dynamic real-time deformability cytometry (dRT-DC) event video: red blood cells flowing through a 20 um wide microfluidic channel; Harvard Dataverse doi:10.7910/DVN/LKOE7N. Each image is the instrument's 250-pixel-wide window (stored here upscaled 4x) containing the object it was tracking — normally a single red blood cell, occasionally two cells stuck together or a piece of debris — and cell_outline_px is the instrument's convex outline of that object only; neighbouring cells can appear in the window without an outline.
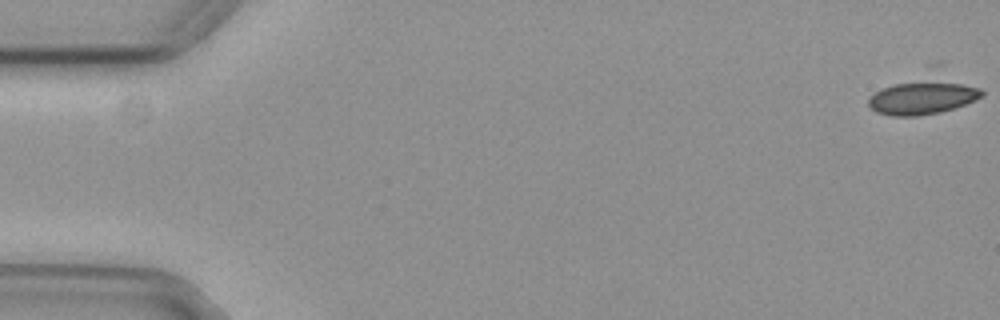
{"species": "common noctule bat (a hibernating species)", "species_latin": "Nyctalus noctula", "temperature_condition": "cold", "stored_images_in_passage": 56, "camera_frame_rate_fps": 3000, "um_per_image_px": 0.085, "animal": {"sex": "female", "body_mass_g": 29.2, "forearm_length_mm": 56.3}, "frame": {"image": 1, "passage_image": 1, "time_ms": 0.0, "image_size_px": [1000, 320], "cell_outline_px": [[984, 96], [964, 104], [940, 112], [916, 116], [892, 116], [876, 112], [868, 104], [868, 100], [876, 92], [884, 88], [896, 84], [928, 80], [940, 80], [980, 88], [984, 92]], "centroid_in_image_um": [78.41, 8.31], "position_along_channel_um": 6.6, "area_um2": 21.5}}
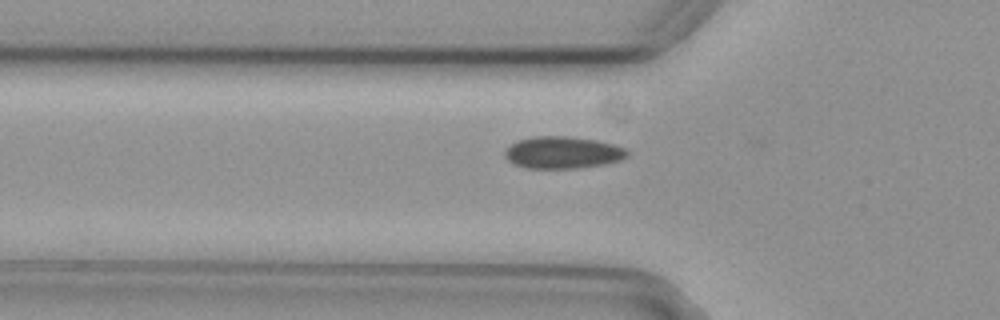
{"frame": {"image": 2, "passage_image": 19, "time_ms": 6.0, "image_size_px": [1000, 320], "cell_outline_px": [[628, 156], [620, 160], [604, 164], [576, 168], [524, 168], [508, 160], [504, 156], [504, 152], [516, 140], [536, 136], [564, 136], [596, 140], [616, 144], [628, 148]], "centroid_in_image_um": [47.86, 12.96], "position_along_channel_um": 77.9, "area_um2": 22.89}}
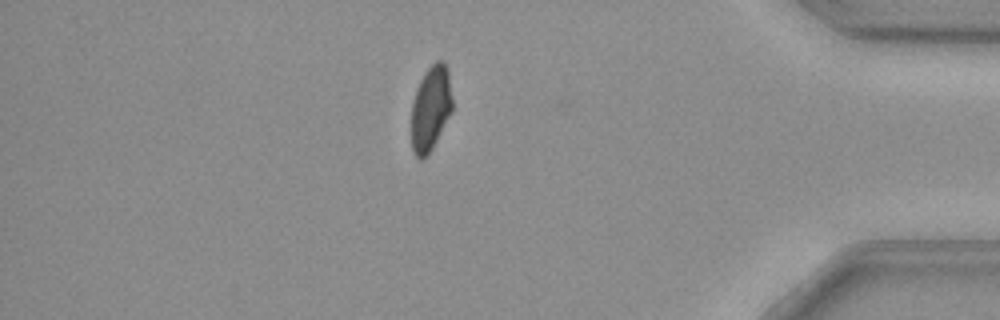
{"frame": {"image": 3, "passage_image": 48, "time_ms": 15.667, "image_size_px": [1000, 320], "cell_outline_px": [[452, 112], [432, 148], [420, 160], [412, 152], [412, 100], [416, 88], [424, 72], [436, 60], [444, 60], [448, 68], [452, 96]], "centroid_in_image_um": [36.62, 9.15], "position_along_channel_um": 398.6, "area_um2": 20.4}}